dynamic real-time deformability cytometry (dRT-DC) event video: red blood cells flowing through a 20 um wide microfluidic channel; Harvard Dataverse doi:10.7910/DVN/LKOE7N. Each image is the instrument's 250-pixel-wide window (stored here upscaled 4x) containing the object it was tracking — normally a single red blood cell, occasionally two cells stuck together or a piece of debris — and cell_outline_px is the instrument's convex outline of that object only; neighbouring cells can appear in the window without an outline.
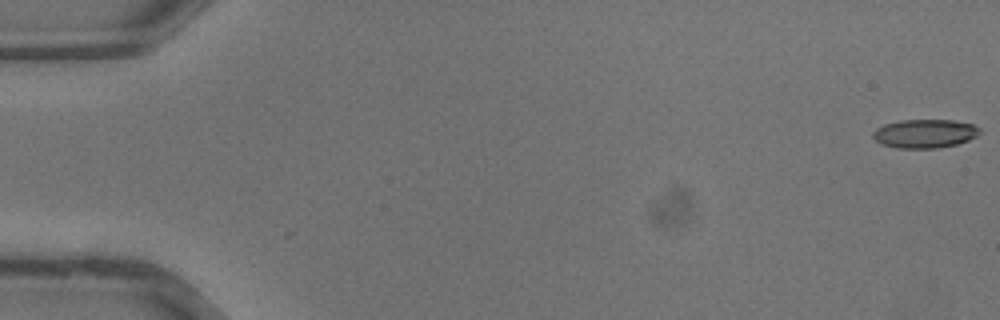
{"species": "common noctule bat (a hibernating species)", "species_latin": "Nyctalus noctula", "temperature_condition": "warm", "stored_images_in_passage": 37, "camera_frame_rate_fps": 3000, "um_per_image_px": 0.085, "animal": {"sex": "male", "body_mass_g": 13.3}, "frame": {"image": 1, "passage_image": 1, "time_ms": 0.0, "image_size_px": [1000, 320], "cell_outline_px": [[980, 132], [976, 136], [968, 140], [956, 144], [936, 148], [896, 148], [880, 144], [872, 136], [872, 132], [876, 128], [884, 124], [900, 120], [952, 120], [972, 124], [980, 128]], "centroid_in_image_um": [78.57, 11.35], "position_along_channel_um": 6.4, "area_um2": 17.86}}
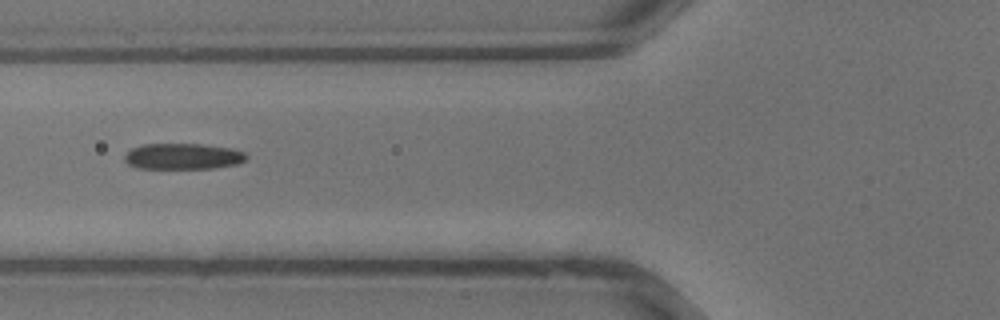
{"frame": {"image": 2, "passage_image": 15, "time_ms": 4.667, "image_size_px": [1000, 320], "cell_outline_px": [[248, 156], [244, 160], [236, 164], [216, 168], [136, 168], [128, 164], [124, 160], [124, 156], [132, 148], [144, 144], [200, 144], [232, 148], [244, 152]], "centroid_in_image_um": [15.55, 13.29], "position_along_channel_um": 110.3, "area_um2": 18.38}}
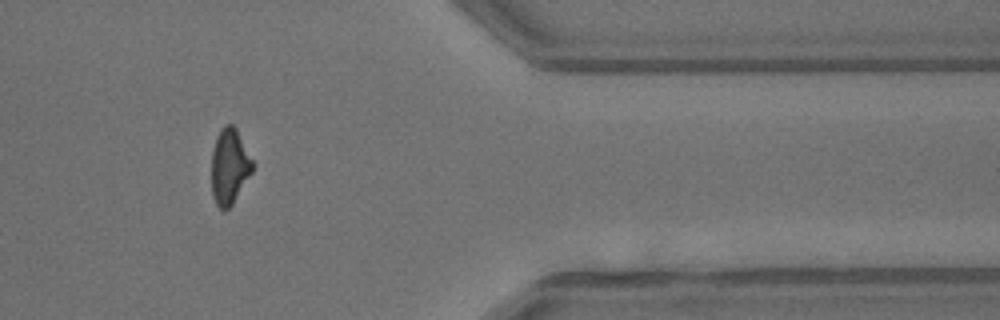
{"frame": {"image": 3, "passage_image": 31, "time_ms": 10.0, "image_size_px": [1000, 320], "cell_outline_px": [[252, 172], [232, 204], [224, 212], [216, 204], [212, 196], [212, 152], [216, 136], [220, 128], [224, 124], [232, 124], [236, 128], [252, 160]], "centroid_in_image_um": [19.48, 14.14], "position_along_channel_um": 391.9, "area_um2": 17.92}}